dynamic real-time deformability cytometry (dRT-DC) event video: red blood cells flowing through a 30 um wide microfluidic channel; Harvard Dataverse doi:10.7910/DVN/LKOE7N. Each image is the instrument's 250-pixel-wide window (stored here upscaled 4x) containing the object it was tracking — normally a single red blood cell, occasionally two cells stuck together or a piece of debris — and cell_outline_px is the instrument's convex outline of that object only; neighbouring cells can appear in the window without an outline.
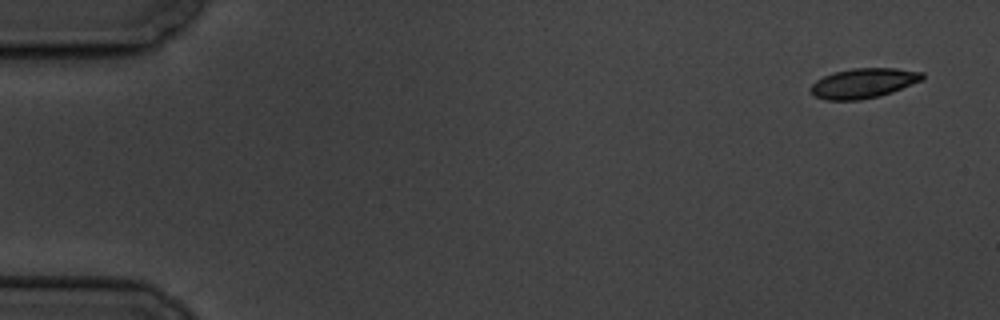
{"species": "common noctule bat (a hibernating species)", "species_latin": "Nyctalus noctula", "temperature_condition": "cold", "stored_images_in_passage": 5, "camera_frame_rate_fps": 3000, "um_per_image_px": 0.085, "animal": {"sex": "male", "body_mass_g": 19.5, "forearm_length_mm": 54.6}, "frame": {"image": 1, "passage_image": 1, "time_ms": 0.0, "image_size_px": [1000, 320], "cell_outline_px": [[924, 80], [892, 92], [880, 96], [860, 100], [828, 100], [812, 96], [808, 88], [816, 80], [824, 76], [836, 72], [852, 68], [896, 68], [924, 72]], "centroid_in_image_um": [73.39, 7.07], "position_along_channel_um": 11.6, "area_um2": 19.65}}
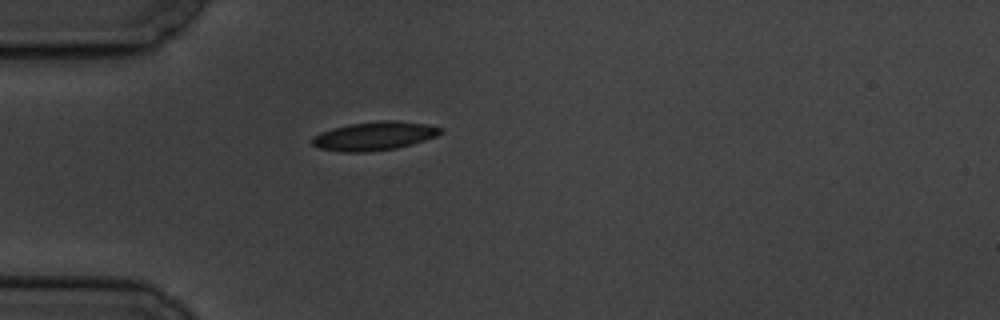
{"frame": {"image": 2, "passage_image": 5, "time_ms": 4.667, "image_size_px": [1000, 320], "cell_outline_px": [[444, 132], [436, 136], [424, 140], [396, 148], [364, 152], [340, 152], [320, 148], [312, 144], [312, 136], [320, 132], [332, 128], [348, 124], [380, 120], [396, 120], [428, 124], [444, 128]], "centroid_in_image_um": [31.82, 11.54], "position_along_channel_um": 53.2, "area_um2": 21.56}}